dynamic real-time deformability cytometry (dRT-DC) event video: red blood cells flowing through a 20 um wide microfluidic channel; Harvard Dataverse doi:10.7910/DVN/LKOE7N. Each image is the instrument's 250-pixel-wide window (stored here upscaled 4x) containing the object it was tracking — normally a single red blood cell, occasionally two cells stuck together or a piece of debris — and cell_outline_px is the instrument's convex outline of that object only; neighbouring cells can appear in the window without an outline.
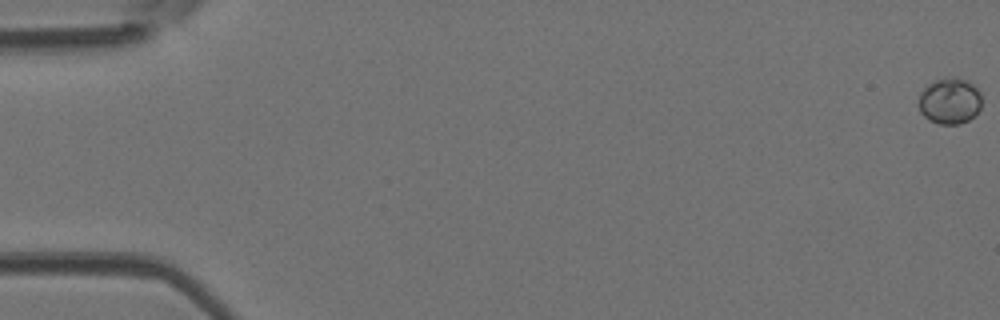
{"species": "Egyptian fruit bat (a non-hibernating species)", "species_latin": "Rousettus aegyptiacus", "temperature_condition": "room temperature", "stored_images_in_passage": 49, "camera_frame_rate_fps": 3000, "um_per_image_px": 0.085, "animal": {"sex": "female"}, "frame": {"image": 1, "passage_image": 1, "time_ms": 0.0, "image_size_px": [1000, 320], "cell_outline_px": [[980, 108], [968, 120], [960, 124], [940, 124], [928, 120], [920, 112], [920, 92], [928, 84], [944, 76], [956, 76], [968, 80], [980, 92]], "centroid_in_image_um": [80.72, 8.55], "position_along_channel_um": 4.3, "area_um2": 16.99}}
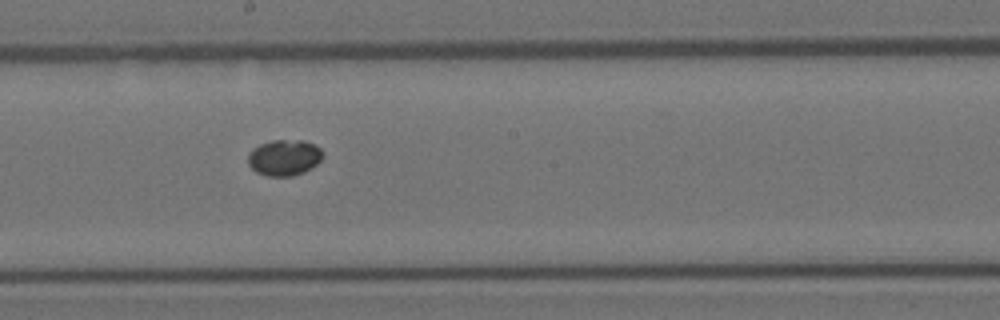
{"frame": {"image": 2, "passage_image": 28, "time_ms": 9.0, "image_size_px": [1000, 320], "cell_outline_px": [[324, 156], [316, 164], [304, 172], [292, 176], [268, 176], [256, 172], [248, 164], [248, 156], [252, 148], [260, 144], [272, 140], [304, 140], [316, 144], [324, 152]], "centroid_in_image_um": [24.18, 13.38], "position_along_channel_um": 224.0, "area_um2": 15.84}}
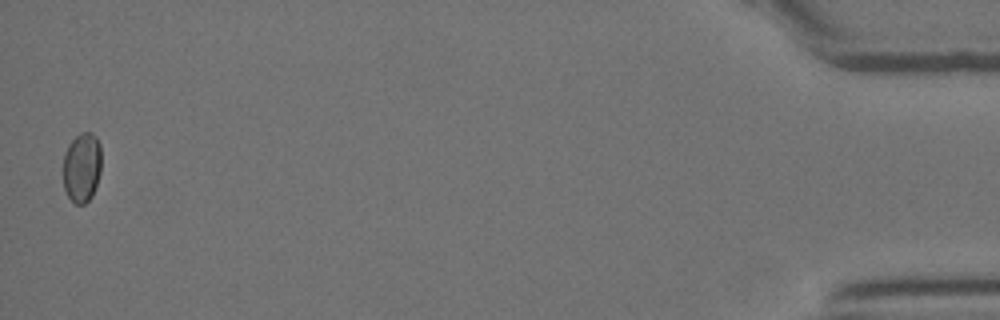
{"frame": {"image": 3, "passage_image": 49, "time_ms": 16.0, "image_size_px": [1000, 320], "cell_outline_px": [[100, 172], [92, 196], [84, 204], [76, 204], [68, 196], [64, 188], [64, 152], [72, 140], [80, 132], [92, 132], [96, 136], [100, 144]], "centroid_in_image_um": [6.96, 14.2], "position_along_channel_um": 428.2, "area_um2": 15.43}}